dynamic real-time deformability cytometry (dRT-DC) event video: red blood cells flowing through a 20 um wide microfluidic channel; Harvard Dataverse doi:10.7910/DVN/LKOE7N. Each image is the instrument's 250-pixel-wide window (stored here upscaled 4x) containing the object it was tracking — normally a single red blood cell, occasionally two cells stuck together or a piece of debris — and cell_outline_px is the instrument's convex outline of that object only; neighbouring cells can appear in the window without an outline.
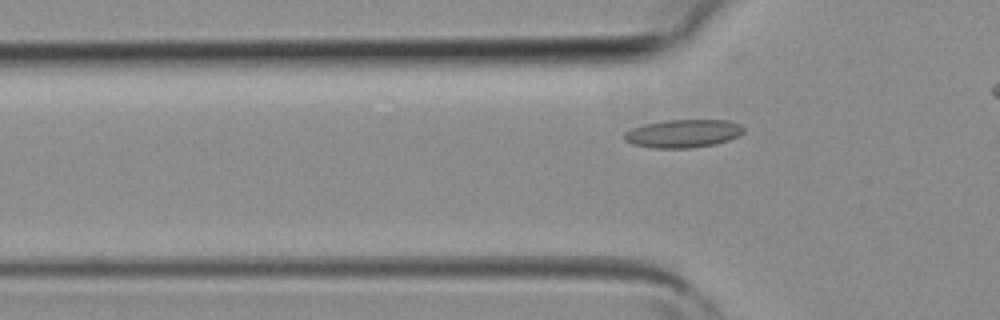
{"species": "common noctule bat (a hibernating species)", "species_latin": "Nyctalus noctula", "temperature_condition": "room temperature", "stored_images_in_passage": 4, "segment_of_instrument_passage": [2, 2], "camera_frame_rate_fps": 3000, "um_per_image_px": 0.085, "animal": {"sex": "female", "body_mass_g": 19.3, "forearm_length_mm": 54.1}, "frame": {"image": 1, "passage_image": 4, "time_ms": 1.0, "image_size_px": [1000, 320], "cell_outline_px": [[744, 132], [728, 140], [716, 144], [688, 148], [652, 148], [632, 144], [624, 140], [624, 132], [632, 128], [644, 124], [668, 120], [728, 120], [740, 124], [744, 128]], "centroid_in_image_um": [58.05, 11.35], "position_along_channel_um": 67.8, "area_um2": 19.54}}